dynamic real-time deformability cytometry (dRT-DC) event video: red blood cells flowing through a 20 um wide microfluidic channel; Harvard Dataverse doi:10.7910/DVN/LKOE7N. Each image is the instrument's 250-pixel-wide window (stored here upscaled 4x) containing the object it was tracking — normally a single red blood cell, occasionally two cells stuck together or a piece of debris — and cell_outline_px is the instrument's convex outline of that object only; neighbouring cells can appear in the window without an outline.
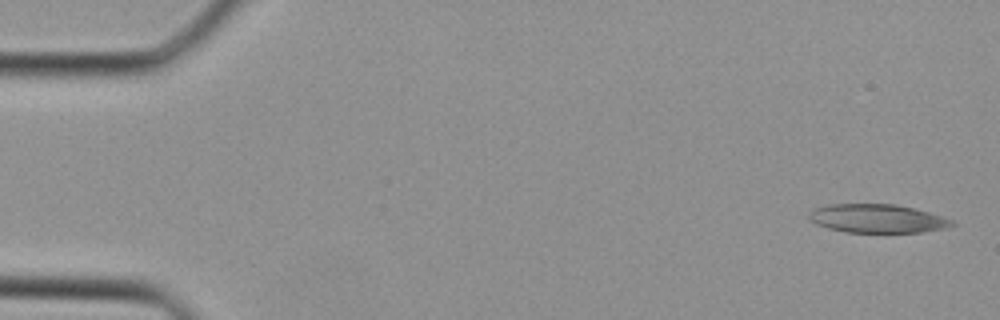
{"species": "Egyptian fruit bat (a non-hibernating species)", "species_latin": "Rousettus aegyptiacus", "temperature_condition": "cold", "stored_images_in_passage": 39, "camera_frame_rate_fps": 3000, "um_per_image_px": 0.085, "animal": {"sex": "female"}, "frame": {"image": 1, "passage_image": 1, "time_ms": 0.0, "image_size_px": [1000, 320], "cell_outline_px": [[956, 224], [944, 228], [920, 232], [844, 232], [828, 228], [816, 224], [808, 220], [808, 212], [816, 208], [828, 204], [896, 204], [928, 212], [952, 220]], "centroid_in_image_um": [74.51, 18.57], "position_along_channel_um": 10.5, "area_um2": 23.7}}
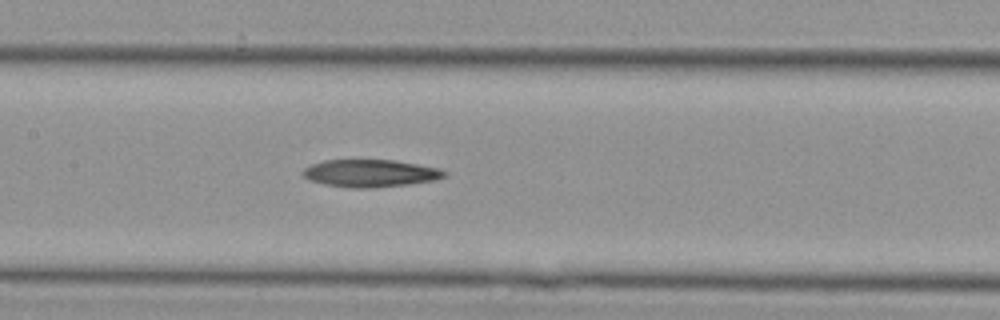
{"frame": {"image": 2, "passage_image": 18, "time_ms": 5.667, "image_size_px": [1000, 320], "cell_outline_px": [[448, 172], [444, 176], [436, 180], [408, 184], [372, 188], [348, 188], [324, 184], [308, 180], [304, 176], [304, 168], [312, 164], [324, 160], [392, 160], [440, 168]], "centroid_in_image_um": [31.48, 14.73], "position_along_channel_um": 175.9, "area_um2": 22.6}}
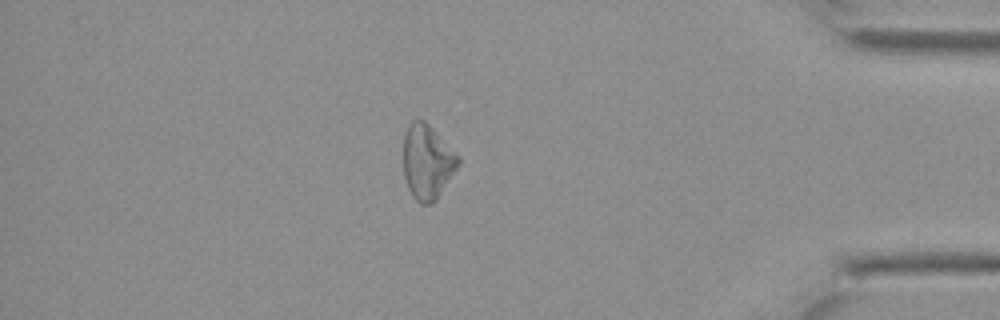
{"frame": {"image": 3, "passage_image": 33, "time_ms": 10.667, "image_size_px": [1000, 320], "cell_outline_px": [[460, 164], [436, 200], [432, 204], [420, 204], [412, 196], [408, 188], [404, 176], [404, 136], [408, 124], [412, 120], [424, 120], [460, 156]], "centroid_in_image_um": [36.32, 13.77], "position_along_channel_um": 398.9, "area_um2": 23.87}}